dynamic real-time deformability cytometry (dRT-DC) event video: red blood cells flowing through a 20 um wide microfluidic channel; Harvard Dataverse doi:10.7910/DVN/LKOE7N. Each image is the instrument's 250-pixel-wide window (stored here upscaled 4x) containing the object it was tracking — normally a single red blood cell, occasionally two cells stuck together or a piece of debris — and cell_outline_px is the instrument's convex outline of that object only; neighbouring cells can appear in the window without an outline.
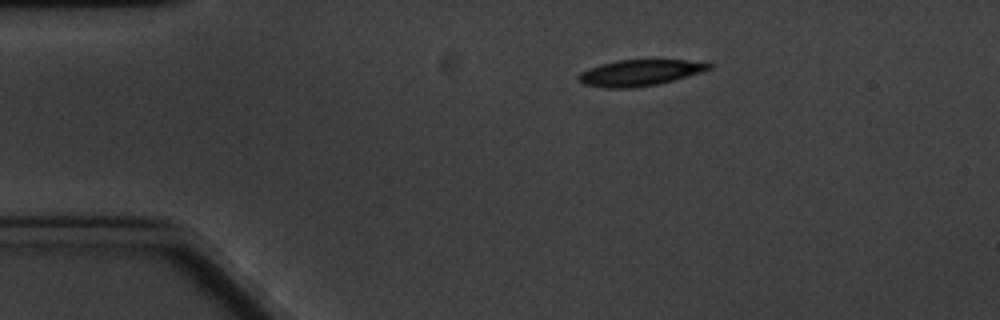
{"species": "common noctule bat (a hibernating species)", "species_latin": "Nyctalus noctula", "temperature_condition": "cold", "stored_images_in_passage": 4, "camera_frame_rate_fps": 3000, "um_per_image_px": 0.085, "animal": {"sex": "male", "body_mass_g": 20.1, "forearm_length_mm": 53.5}, "frame": {"image": 1, "passage_image": 1, "time_ms": 0.0, "image_size_px": [1000, 320], "cell_outline_px": [[712, 68], [700, 72], [660, 84], [628, 88], [604, 88], [584, 84], [576, 80], [576, 76], [580, 72], [588, 68], [600, 64], [616, 60], [684, 60], [712, 64]], "centroid_in_image_um": [54.29, 6.19], "position_along_channel_um": 30.7, "area_um2": 19.83}}
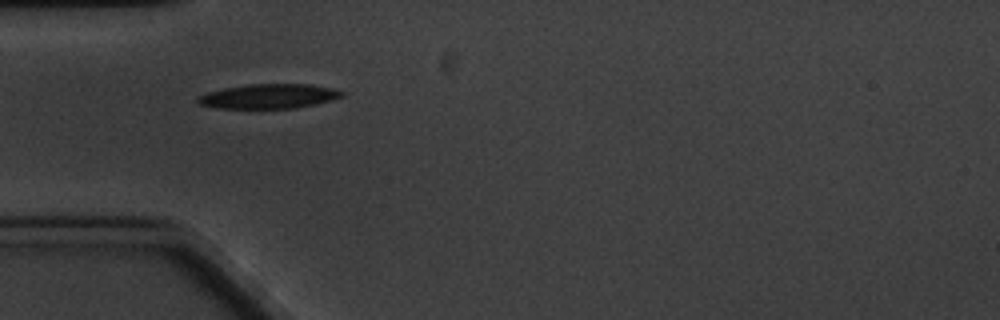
{"frame": {"image": 2, "passage_image": 3, "time_ms": 2.333, "image_size_px": [1000, 320], "cell_outline_px": [[344, 96], [332, 100], [316, 104], [296, 108], [216, 108], [200, 104], [196, 100], [196, 96], [208, 92], [224, 88], [248, 84], [308, 84], [332, 88], [344, 92]], "centroid_in_image_um": [22.85, 8.18], "position_along_channel_um": 62.2, "area_um2": 20.63}}